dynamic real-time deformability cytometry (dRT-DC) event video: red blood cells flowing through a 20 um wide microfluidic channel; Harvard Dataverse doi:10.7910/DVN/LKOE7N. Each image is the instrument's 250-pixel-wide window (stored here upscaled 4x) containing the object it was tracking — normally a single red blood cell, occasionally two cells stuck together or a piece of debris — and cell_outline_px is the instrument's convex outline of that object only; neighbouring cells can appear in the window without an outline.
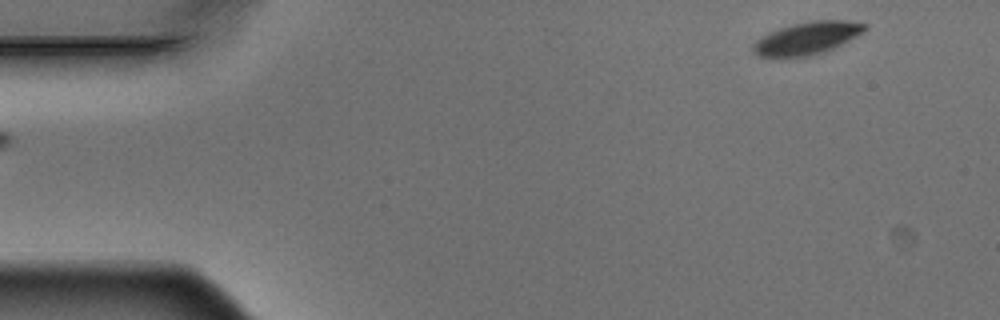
{"species": "Egyptian fruit bat (a non-hibernating species)", "species_latin": "Rousettus aegyptiacus", "temperature_condition": "warm", "stored_images_in_passage": 3, "segment_of_instrument_passage": [2, 2], "camera_frame_rate_fps": 3000, "um_per_image_px": 0.085, "animal": {"sex": "male"}, "frame": {"image": 1, "passage_image": 3, "time_ms": 0.667, "image_size_px": [1000, 320], "cell_outline_px": [[868, 28], [864, 32], [824, 52], [808, 56], [780, 60], [772, 60], [760, 56], [752, 52], [752, 44], [760, 36], [768, 32], [792, 24], [812, 20], [848, 20], [868, 24]], "centroid_in_image_um": [68.52, 3.28], "position_along_channel_um": 16.5, "area_um2": 21.91}}